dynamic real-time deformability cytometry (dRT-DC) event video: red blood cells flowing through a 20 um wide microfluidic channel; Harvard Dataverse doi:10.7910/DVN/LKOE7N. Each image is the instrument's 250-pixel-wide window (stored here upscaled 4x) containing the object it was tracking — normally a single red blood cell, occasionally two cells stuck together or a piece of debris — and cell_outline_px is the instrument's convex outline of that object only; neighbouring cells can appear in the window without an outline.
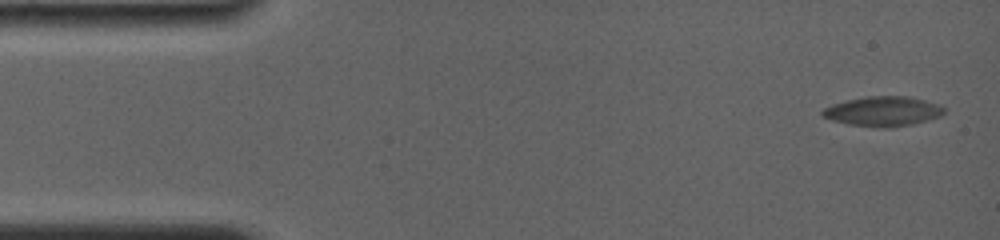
{"species": "common noctule bat (a hibernating species)", "species_latin": "Nyctalus noctula", "temperature_condition": "room temperature", "stored_images_in_passage": 5, "camera_frame_rate_fps": 4000, "um_per_image_px": 0.085, "animal": {"sex": "female", "body_mass_g": 19.0, "forearm_length_mm": 56.7}, "frame": {"image": 1, "passage_image": 1, "time_ms": 0.0, "image_size_px": [1000, 240], "cell_outline_px": [[944, 112], [940, 116], [912, 124], [888, 128], [848, 124], [832, 120], [824, 116], [820, 112], [824, 108], [832, 104], [848, 100], [868, 96], [908, 96], [940, 104], [944, 108]], "centroid_in_image_um": [75.06, 9.45], "position_along_channel_um": 9.9, "area_um2": 20.87}}
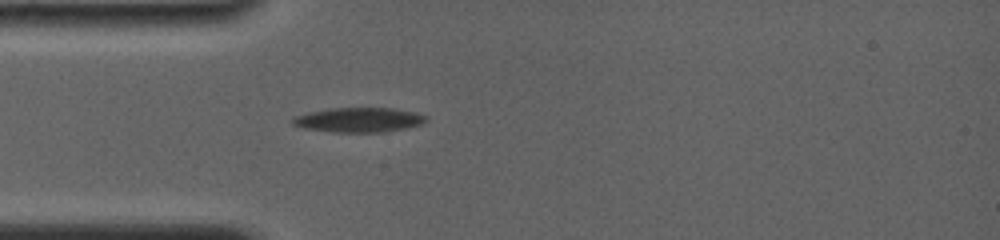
{"frame": {"image": 2, "passage_image": 5, "time_ms": 4.25, "image_size_px": [1000, 240], "cell_outline_px": [[428, 120], [424, 124], [408, 128], [384, 132], [332, 132], [304, 128], [292, 124], [288, 120], [292, 116], [308, 112], [328, 108], [392, 108], [416, 112], [428, 116]], "centroid_in_image_um": [30.5, 10.19], "position_along_channel_um": 54.5, "area_um2": 19.59}}